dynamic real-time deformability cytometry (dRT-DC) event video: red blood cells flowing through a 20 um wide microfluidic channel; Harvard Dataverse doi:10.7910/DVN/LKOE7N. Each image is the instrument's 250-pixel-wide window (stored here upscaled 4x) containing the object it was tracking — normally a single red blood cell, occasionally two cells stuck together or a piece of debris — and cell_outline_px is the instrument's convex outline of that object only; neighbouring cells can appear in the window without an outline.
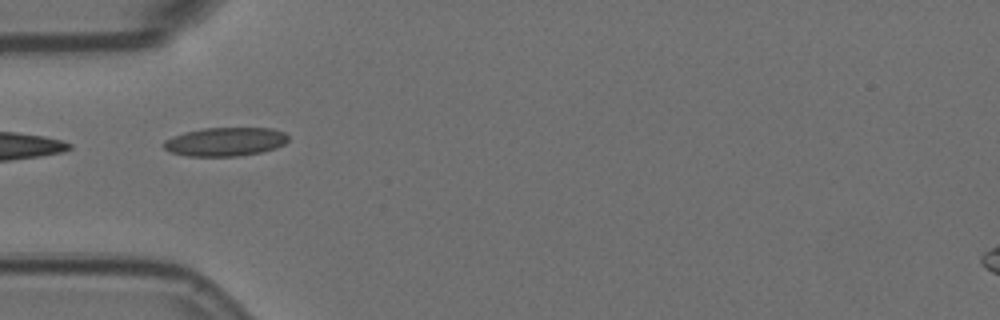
{"species": "Egyptian fruit bat (a non-hibernating species)", "species_latin": "Rousettus aegyptiacus", "temperature_condition": "room temperature", "stored_images_in_passage": 10, "camera_frame_rate_fps": 3000, "um_per_image_px": 0.085, "animal": {"sex": "female"}, "frame": {"image": 1, "passage_image": 4, "time_ms": 1.0, "image_size_px": [1000, 320], "cell_outline_px": [[288, 140], [284, 144], [276, 148], [260, 152], [240, 156], [188, 156], [172, 152], [164, 148], [160, 144], [164, 140], [184, 132], [204, 128], [272, 128], [284, 132], [288, 136]], "centroid_in_image_um": [19.14, 12.04], "position_along_channel_um": 65.9, "area_um2": 20.87}}
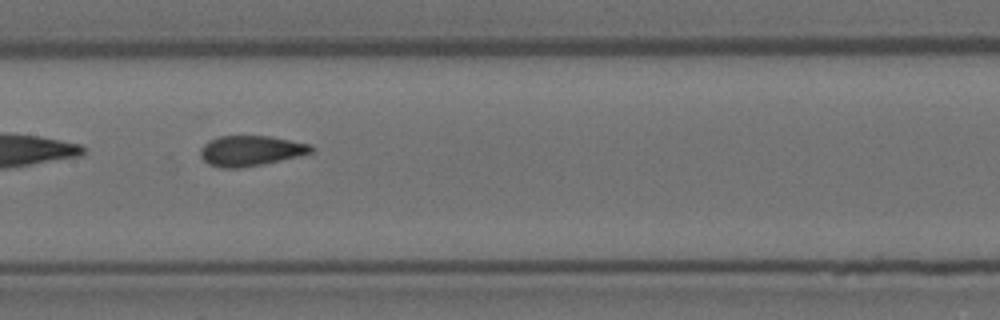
{"frame": {"image": 2, "passage_image": 7, "time_ms": 2.0, "image_size_px": [1000, 320], "cell_outline_px": [[312, 152], [300, 156], [240, 168], [220, 168], [208, 164], [200, 156], [200, 148], [208, 140], [220, 136], [268, 136], [312, 144]], "centroid_in_image_um": [21.27, 12.81], "position_along_channel_um": 186.1, "area_um2": 19.54}}
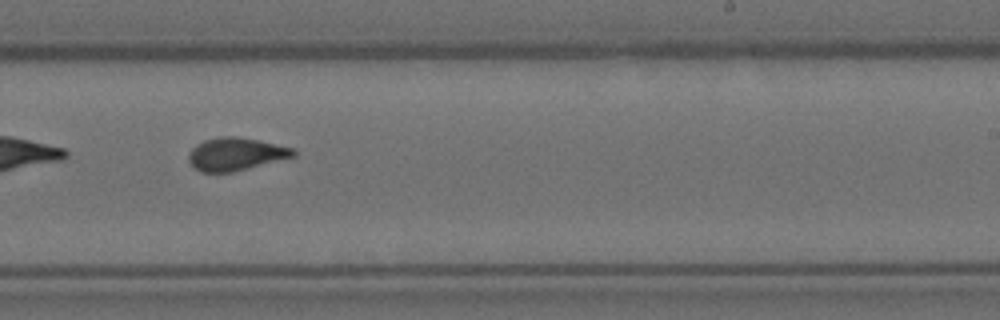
{"frame": {"image": 3, "passage_image": 9, "time_ms": 2.667, "image_size_px": [1000, 320], "cell_outline_px": [[296, 156], [232, 172], [200, 172], [188, 160], [188, 156], [192, 148], [196, 144], [204, 140], [220, 136], [236, 136], [256, 140], [292, 148], [296, 152]], "centroid_in_image_um": [20.01, 13.09], "position_along_channel_um": 269.0, "area_um2": 19.77}}